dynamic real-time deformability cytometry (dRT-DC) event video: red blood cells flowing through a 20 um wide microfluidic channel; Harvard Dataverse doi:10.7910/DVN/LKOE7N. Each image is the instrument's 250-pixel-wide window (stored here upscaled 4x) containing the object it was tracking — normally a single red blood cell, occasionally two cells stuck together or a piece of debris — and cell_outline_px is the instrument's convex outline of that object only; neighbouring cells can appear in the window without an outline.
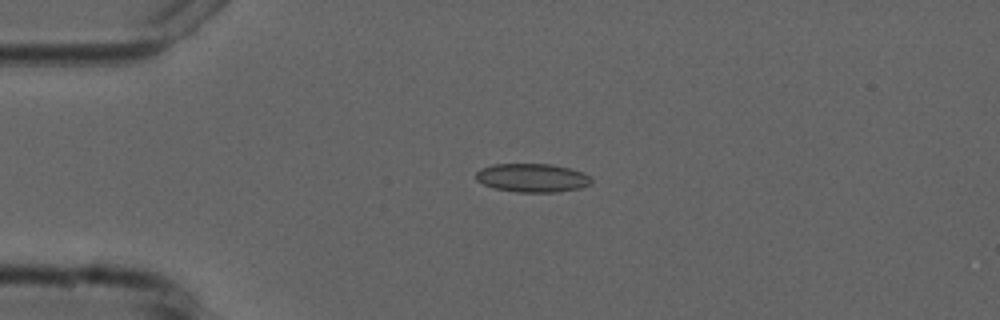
{"species": "common noctule bat (a hibernating species)", "species_latin": "Nyctalus noctula", "temperature_condition": "cold", "stored_images_in_passage": 5, "camera_frame_rate_fps": 3000, "um_per_image_px": 0.085, "animal": {"sex": "male", "forearm_length_mm": 52.5}, "frame": {"image": 1, "passage_image": 4, "time_ms": 3.667, "image_size_px": [1000, 320], "cell_outline_px": [[592, 184], [580, 188], [556, 192], [516, 192], [496, 188], [484, 184], [476, 180], [476, 172], [480, 168], [492, 164], [552, 164], [584, 172], [592, 180]], "centroid_in_image_um": [45.25, 15.11], "position_along_channel_um": 39.8, "area_um2": 19.25}}